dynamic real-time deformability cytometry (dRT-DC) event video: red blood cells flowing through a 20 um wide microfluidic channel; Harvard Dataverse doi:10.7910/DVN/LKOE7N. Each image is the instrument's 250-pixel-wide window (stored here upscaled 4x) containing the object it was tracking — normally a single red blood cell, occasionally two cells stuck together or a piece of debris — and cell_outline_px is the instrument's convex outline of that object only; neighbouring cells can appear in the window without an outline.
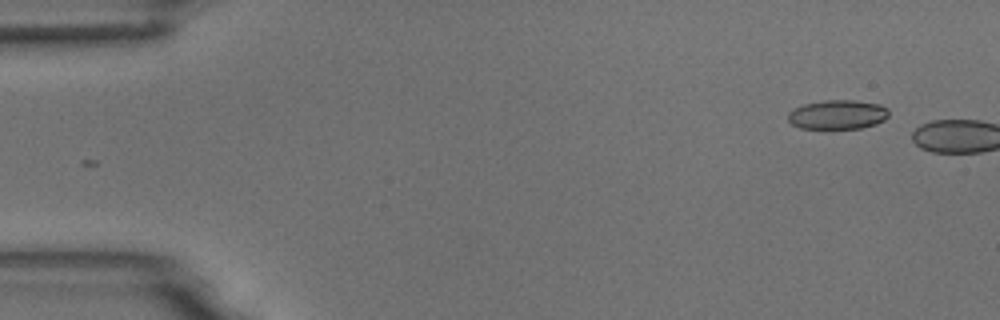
{"species": "common noctule bat (a hibernating species)", "species_latin": "Nyctalus noctula", "temperature_condition": "room temperature", "stored_images_in_passage": 3, "camera_frame_rate_fps": 3000, "um_per_image_px": 0.085, "animal": {"sex": "male", "body_mass_g": 18.8}, "frame": {"image": 1, "passage_image": 1, "time_ms": 0.0, "image_size_px": [1000, 320], "cell_outline_px": [[888, 116], [884, 120], [876, 124], [860, 128], [800, 128], [792, 124], [788, 120], [788, 112], [792, 108], [804, 104], [824, 100], [856, 100], [880, 104], [888, 108]], "centroid_in_image_um": [71.19, 9.73], "position_along_channel_um": 13.8, "area_um2": 17.28}}